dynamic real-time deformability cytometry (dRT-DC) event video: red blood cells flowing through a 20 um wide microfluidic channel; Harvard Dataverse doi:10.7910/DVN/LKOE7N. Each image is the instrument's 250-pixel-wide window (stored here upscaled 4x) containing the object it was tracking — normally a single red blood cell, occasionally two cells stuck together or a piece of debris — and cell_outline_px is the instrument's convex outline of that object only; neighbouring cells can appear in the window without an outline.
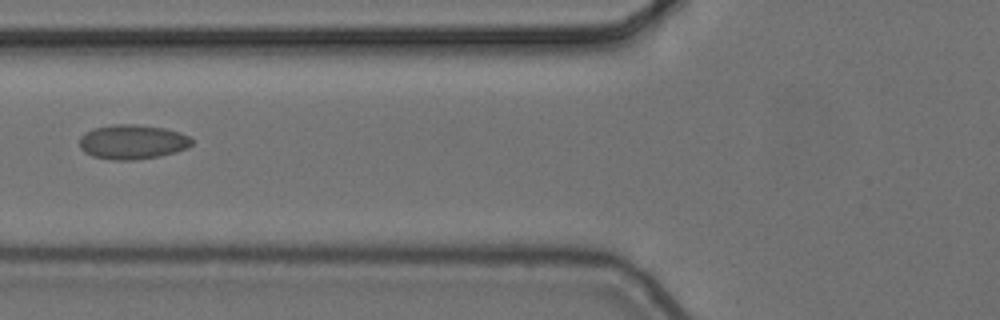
{"species": "common noctule bat (a hibernating species)", "species_latin": "Nyctalus noctula", "temperature_condition": "cold", "stored_images_in_passage": 3, "camera_frame_rate_fps": 3000, "um_per_image_px": 0.085, "animal": {"sex": "female", "body_mass_g": 24.6, "forearm_length_mm": 56.2}, "frame": {"image": 1, "passage_image": 2, "time_ms": 0.333, "image_size_px": [1000, 320], "cell_outline_px": [[192, 144], [188, 148], [176, 152], [160, 156], [132, 160], [112, 160], [92, 156], [84, 152], [80, 148], [80, 136], [92, 128], [112, 124], [136, 124], [164, 128], [180, 132], [188, 136], [192, 140]], "centroid_in_image_um": [11.25, 12.06], "position_along_channel_um": 114.6, "area_um2": 22.77}}
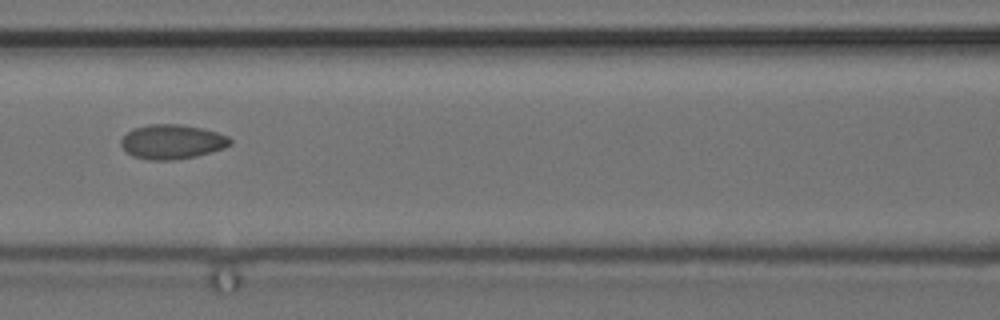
{"frame": {"image": 2, "passage_image": 3, "time_ms": 0.667, "image_size_px": [1000, 320], "cell_outline_px": [[232, 144], [224, 148], [196, 156], [172, 160], [148, 160], [132, 156], [120, 144], [120, 140], [128, 132], [136, 128], [148, 124], [180, 124], [200, 128], [216, 132], [228, 136], [232, 140]], "centroid_in_image_um": [14.63, 12.05], "position_along_channel_um": 152.0, "area_um2": 21.79}}